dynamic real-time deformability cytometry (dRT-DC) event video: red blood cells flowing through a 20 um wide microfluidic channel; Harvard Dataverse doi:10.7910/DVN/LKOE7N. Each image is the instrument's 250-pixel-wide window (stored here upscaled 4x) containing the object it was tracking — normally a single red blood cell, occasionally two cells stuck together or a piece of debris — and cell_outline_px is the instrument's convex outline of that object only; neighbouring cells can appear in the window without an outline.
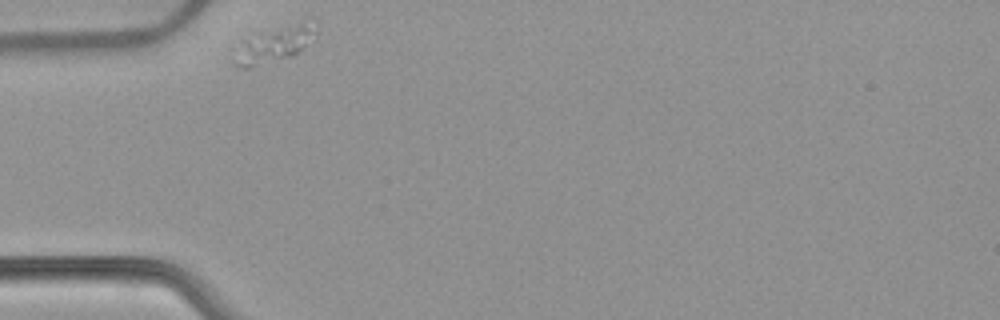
{"species": "common noctule bat (a hibernating species)", "species_latin": "Nyctalus noctula", "temperature_condition": "warm", "stored_images_in_passage": 33, "camera_frame_rate_fps": 3000, "um_per_image_px": 0.085, "animal": {"sex": "female", "body_mass_g": 22.7, "forearm_length_mm": 54.2}, "frame": {"image": 1, "passage_image": 1, "time_ms": 0.0, "image_size_px": [1000, 320], "cell_outline_px": [[316, 40], [312, 44], [288, 56], [252, 68], [240, 68], [236, 64], [244, 40], [300, 24], [316, 28]], "centroid_in_image_um": [23.4, 3.88], "position_along_channel_um": 61.6, "area_um2": 14.85}}
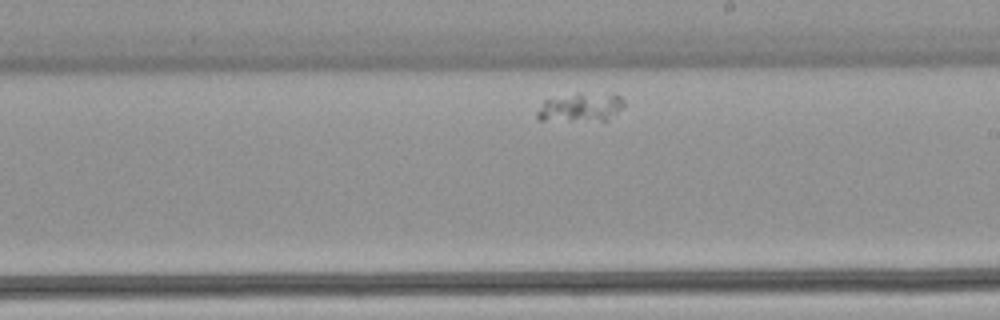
{"frame": {"image": 2, "passage_image": 19, "time_ms": 6.0, "image_size_px": [1000, 320], "cell_outline_px": [[624, 104], [604, 124], [540, 120], [536, 116], [536, 112], [544, 100], [580, 92], [620, 96], [624, 100]], "centroid_in_image_um": [49.33, 9.19], "position_along_channel_um": 239.7, "area_um2": 15.2}}
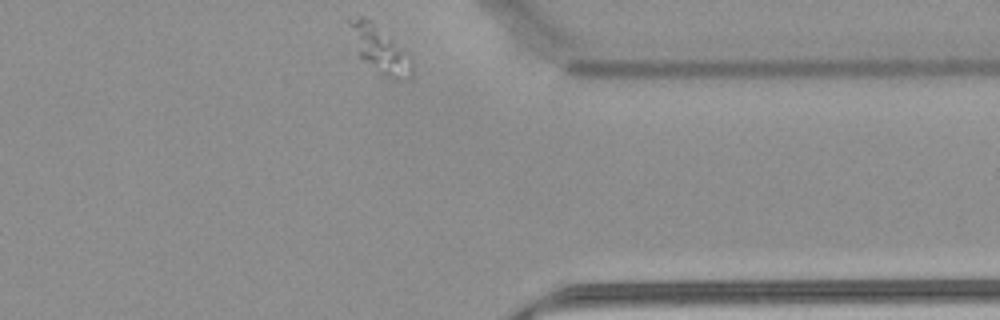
{"frame": {"image": 3, "passage_image": 33, "time_ms": 10.667, "image_size_px": [1000, 320], "cell_outline_px": [[412, 76], [404, 80], [396, 80], [380, 76], [360, 56], [348, 24], [348, 20], [360, 16], [368, 20], [412, 56]], "centroid_in_image_um": [32.34, 4.3], "position_along_channel_um": 379.1, "area_um2": 16.47}}